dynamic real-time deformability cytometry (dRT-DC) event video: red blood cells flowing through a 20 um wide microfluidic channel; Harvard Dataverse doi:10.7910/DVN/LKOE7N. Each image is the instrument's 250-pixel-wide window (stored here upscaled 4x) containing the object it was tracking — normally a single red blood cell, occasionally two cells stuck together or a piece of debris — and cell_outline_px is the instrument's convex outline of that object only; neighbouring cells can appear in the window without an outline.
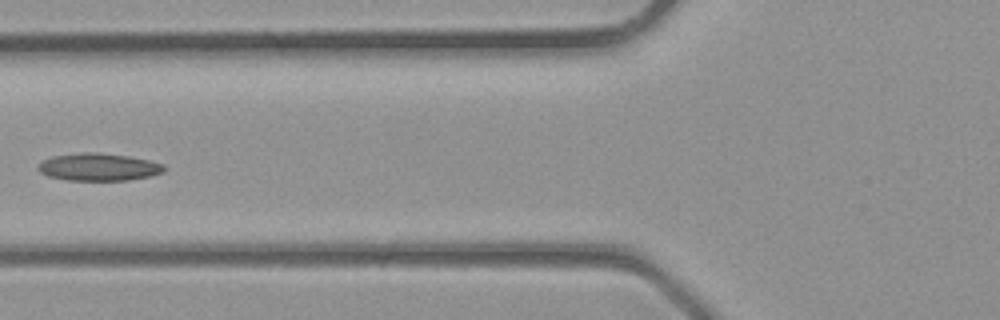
{"species": "common noctule bat (a hibernating species)", "species_latin": "Nyctalus noctula", "temperature_condition": "room temperature", "stored_images_in_passage": 3, "camera_frame_rate_fps": 3000, "um_per_image_px": 0.085, "animal": {"sex": "male", "body_mass_g": 23.1, "forearm_length_mm": 52.7}, "frame": {"image": 1, "passage_image": 3, "time_ms": 0.667, "image_size_px": [1000, 320], "cell_outline_px": [[164, 172], [148, 176], [128, 180], [68, 180], [48, 176], [40, 172], [36, 168], [36, 164], [52, 156], [80, 152], [96, 152], [128, 156], [148, 160], [164, 164]], "centroid_in_image_um": [8.33, 14.19], "position_along_channel_um": 117.5, "area_um2": 20.17}}